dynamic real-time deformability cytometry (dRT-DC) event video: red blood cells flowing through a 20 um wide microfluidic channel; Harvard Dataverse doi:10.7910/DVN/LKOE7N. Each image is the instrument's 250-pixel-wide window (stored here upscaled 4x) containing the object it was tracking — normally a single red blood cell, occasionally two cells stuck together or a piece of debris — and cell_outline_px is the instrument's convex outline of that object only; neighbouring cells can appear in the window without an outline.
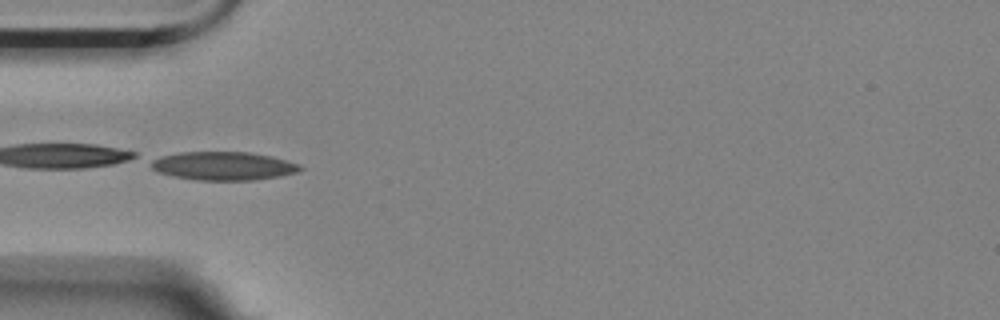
{"species": "Egyptian fruit bat (a non-hibernating species)", "species_latin": "Rousettus aegyptiacus", "temperature_condition": "room temperature", "stored_images_in_passage": 11, "camera_frame_rate_fps": 3000, "um_per_image_px": 0.085, "animal": {"sex": "female"}, "frame": {"image": 1, "passage_image": 5, "time_ms": 1.333, "image_size_px": [1000, 320], "cell_outline_px": [[304, 168], [296, 172], [280, 176], [252, 180], [196, 180], [156, 172], [152, 168], [152, 160], [160, 156], [180, 152], [252, 152], [272, 156], [300, 164]], "centroid_in_image_um": [19.01, 14.1], "position_along_channel_um": 66.0, "area_um2": 24.68}}
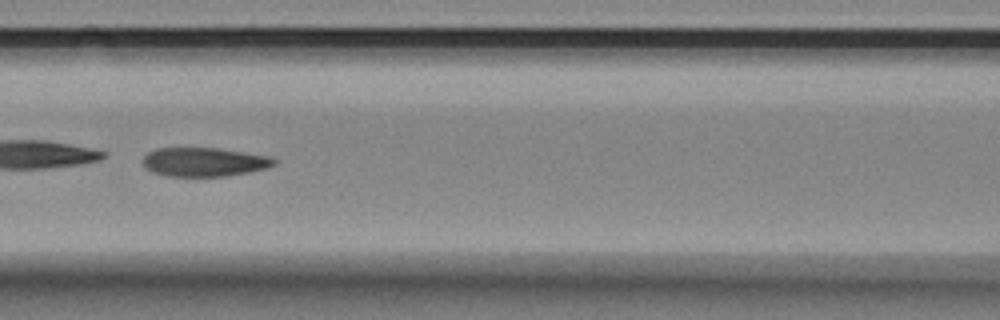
{"frame": {"image": 2, "passage_image": 7, "time_ms": 2.0, "image_size_px": [1000, 320], "cell_outline_px": [[276, 164], [268, 168], [248, 172], [224, 176], [168, 176], [152, 172], [144, 164], [144, 156], [148, 152], [156, 148], [220, 148], [272, 156], [276, 160]], "centroid_in_image_um": [17.41, 13.76], "position_along_channel_um": 149.2, "area_um2": 22.14}}
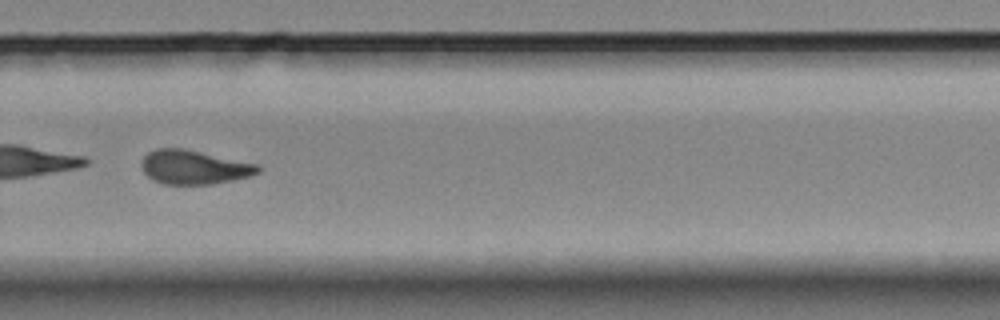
{"frame": {"image": 3, "passage_image": 11, "time_ms": 3.333, "image_size_px": [1000, 320], "cell_outline_px": [[260, 172], [248, 176], [232, 180], [212, 184], [164, 184], [152, 180], [140, 168], [140, 160], [148, 152], [156, 148], [180, 148], [260, 164]], "centroid_in_image_um": [16.45, 14.21], "position_along_channel_um": 313.3, "area_um2": 23.12}}